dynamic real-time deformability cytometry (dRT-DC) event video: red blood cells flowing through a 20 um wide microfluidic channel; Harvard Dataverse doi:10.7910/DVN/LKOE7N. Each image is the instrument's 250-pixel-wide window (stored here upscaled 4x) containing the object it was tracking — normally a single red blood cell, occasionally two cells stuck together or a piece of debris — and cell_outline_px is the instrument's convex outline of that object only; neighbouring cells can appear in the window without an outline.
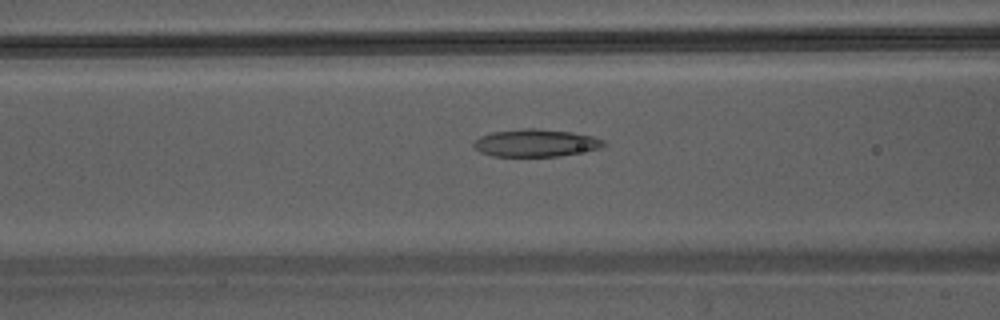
{"species": "Egyptian fruit bat (a non-hibernating species)", "species_latin": "Rousettus aegyptiacus", "temperature_condition": "warm", "stored_images_in_passage": 30, "camera_frame_rate_fps": 3000, "um_per_image_px": 0.085, "animal": {"sex": "male"}, "frame": {"image": 1, "passage_image": 13, "time_ms": 4.0, "image_size_px": [1000, 320], "cell_outline_px": [[604, 144], [600, 148], [560, 156], [492, 156], [480, 152], [472, 144], [480, 136], [492, 132], [524, 128], [536, 128], [572, 132], [592, 136], [604, 140]], "centroid_in_image_um": [45.52, 12.15], "position_along_channel_um": 121.1, "area_um2": 20.69}}
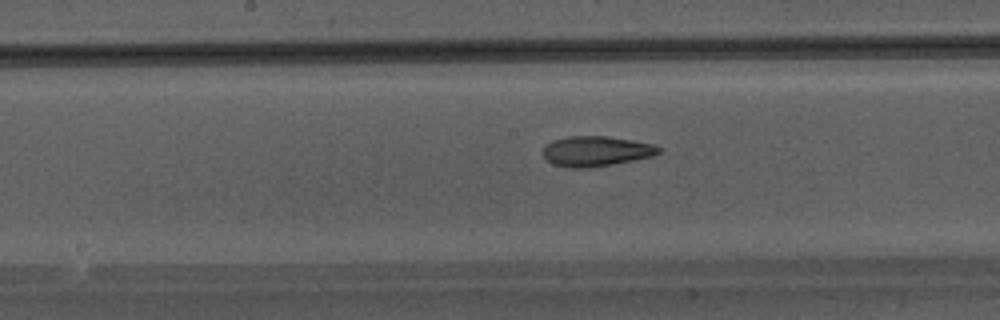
{"frame": {"image": 2, "passage_image": 18, "time_ms": 5.667, "image_size_px": [1000, 320], "cell_outline_px": [[664, 148], [660, 152], [652, 156], [592, 168], [564, 168], [552, 164], [544, 156], [544, 148], [552, 140], [568, 136], [608, 136], [632, 140], [652, 144]], "centroid_in_image_um": [50.67, 12.86], "position_along_channel_um": 197.5, "area_um2": 20.4}}